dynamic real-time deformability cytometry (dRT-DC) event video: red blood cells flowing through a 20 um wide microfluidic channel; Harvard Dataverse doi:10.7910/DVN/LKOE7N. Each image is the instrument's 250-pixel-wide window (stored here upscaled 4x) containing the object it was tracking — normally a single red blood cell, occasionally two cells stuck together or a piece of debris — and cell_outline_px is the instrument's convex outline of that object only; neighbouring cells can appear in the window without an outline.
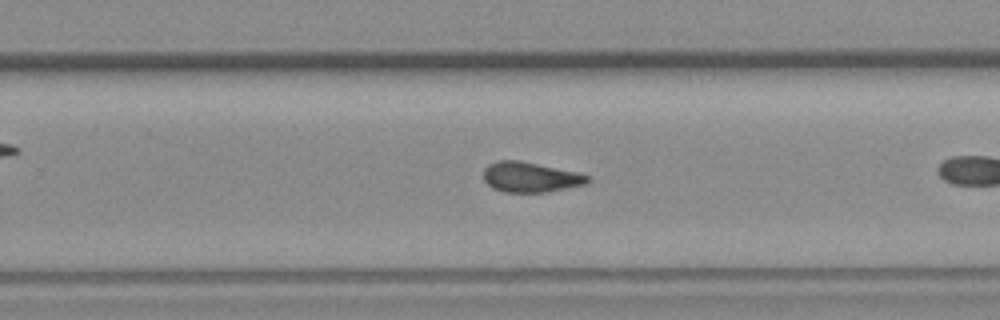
{"species": "common noctule bat (a hibernating species)", "species_latin": "Nyctalus noctula", "temperature_condition": "room temperature", "stored_images_in_passage": 26, "camera_frame_rate_fps": 3000, "um_per_image_px": 0.085, "animal": {"sex": "female", "body_mass_g": 19.3, "forearm_length_mm": 54.1}, "frame": {"image": 1, "passage_image": 19, "time_ms": 6.0, "image_size_px": [1000, 320], "cell_outline_px": [[592, 180], [588, 184], [544, 192], [504, 192], [492, 188], [484, 180], [484, 168], [488, 164], [496, 160], [520, 160], [576, 172], [592, 176]], "centroid_in_image_um": [45.1, 15.05], "position_along_channel_um": 284.7, "area_um2": 18.44}}
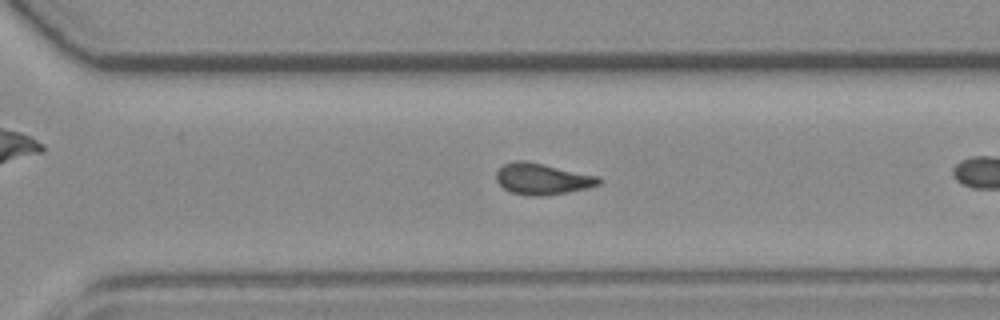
{"frame": {"image": 2, "passage_image": 22, "time_ms": 7.0, "image_size_px": [1000, 320], "cell_outline_px": [[600, 184], [588, 188], [540, 196], [532, 196], [512, 192], [504, 188], [496, 180], [496, 172], [504, 164], [512, 160], [524, 160], [544, 164], [600, 176]], "centroid_in_image_um": [46.09, 15.19], "position_along_channel_um": 324.5, "area_um2": 18.55}}